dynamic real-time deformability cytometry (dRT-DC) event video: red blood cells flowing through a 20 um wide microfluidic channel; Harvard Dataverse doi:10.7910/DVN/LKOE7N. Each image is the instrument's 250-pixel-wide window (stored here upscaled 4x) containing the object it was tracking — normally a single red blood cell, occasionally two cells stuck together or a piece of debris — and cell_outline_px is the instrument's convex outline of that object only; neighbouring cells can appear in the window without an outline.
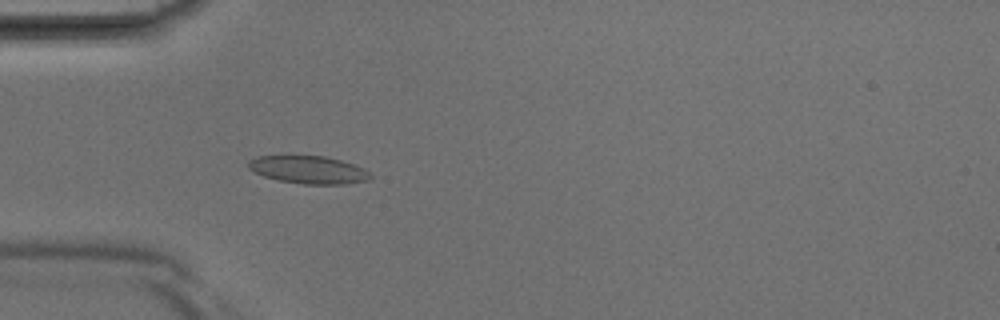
{"species": "Egyptian fruit bat (a non-hibernating species)", "species_latin": "Rousettus aegyptiacus", "temperature_condition": "room temperature", "stored_images_in_passage": 40, "camera_frame_rate_fps": 3000, "um_per_image_px": 0.085, "animal": {"sex": "male"}, "frame": {"image": 1, "passage_image": 12, "time_ms": 3.667, "image_size_px": [1000, 320], "cell_outline_px": [[372, 176], [368, 180], [344, 184], [304, 184], [280, 180], [264, 176], [248, 168], [248, 160], [256, 156], [324, 156], [340, 160], [364, 168]], "centroid_in_image_um": [26.22, 14.42], "position_along_channel_um": 58.8, "area_um2": 19.48}}
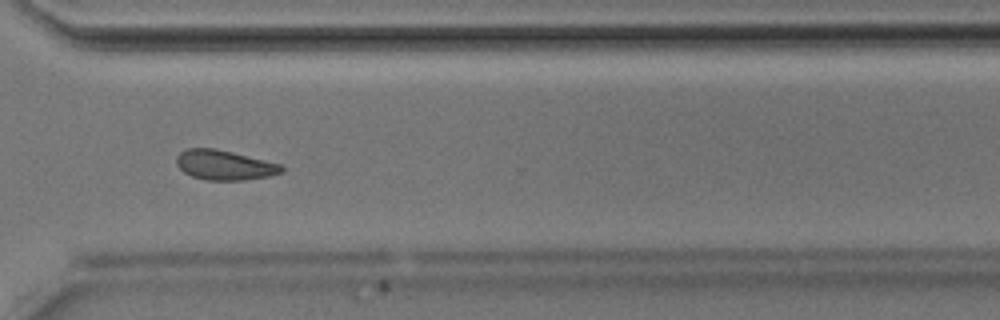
{"frame": {"image": 2, "passage_image": 30, "time_ms": 9.667, "image_size_px": [1000, 320], "cell_outline_px": [[284, 172], [268, 176], [244, 180], [208, 180], [192, 176], [184, 172], [176, 164], [176, 156], [180, 152], [188, 148], [216, 148], [280, 164], [284, 168]], "centroid_in_image_um": [19.06, 14.03], "position_along_channel_um": 351.5, "area_um2": 18.15}}
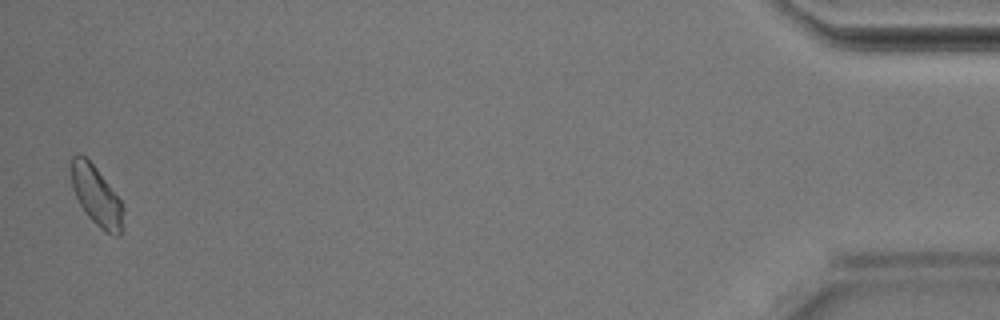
{"frame": {"image": 3, "passage_image": 40, "time_ms": 13.0, "image_size_px": [1000, 320], "cell_outline_px": [[124, 228], [120, 236], [112, 236], [104, 232], [88, 216], [80, 204], [72, 188], [68, 168], [68, 164], [72, 156], [80, 152], [96, 168], [120, 200], [124, 208]], "centroid_in_image_um": [8.18, 16.65], "position_along_channel_um": 427.0, "area_um2": 18.55}}